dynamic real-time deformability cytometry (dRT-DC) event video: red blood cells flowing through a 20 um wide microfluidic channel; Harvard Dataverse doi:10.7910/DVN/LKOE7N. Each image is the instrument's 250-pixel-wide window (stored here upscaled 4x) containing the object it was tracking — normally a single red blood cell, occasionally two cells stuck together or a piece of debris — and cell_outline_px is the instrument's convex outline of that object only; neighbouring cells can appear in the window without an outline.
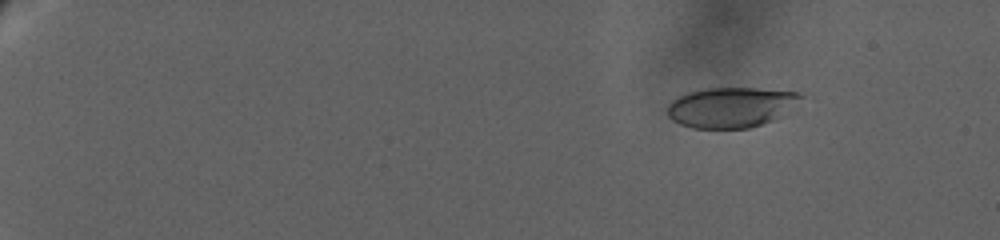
{"species": "human", "species_latin": "Homo sapiens", "temperature_condition": "warm", "stored_images_in_passage": 31, "camera_frame_rate_fps": 3000, "um_per_image_px": 0.085, "donor": {"sex": "female"}, "frame": {"image": 1, "passage_image": 4, "time_ms": 3.333, "image_size_px": [1000, 240], "cell_outline_px": [[804, 96], [780, 116], [772, 120], [748, 128], [692, 128], [680, 124], [672, 120], [668, 116], [668, 104], [672, 100], [688, 92], [708, 88], [756, 88], [796, 92]], "centroid_in_image_um": [62.09, 9.11], "position_along_channel_um": 22.9, "area_um2": 30.87}}
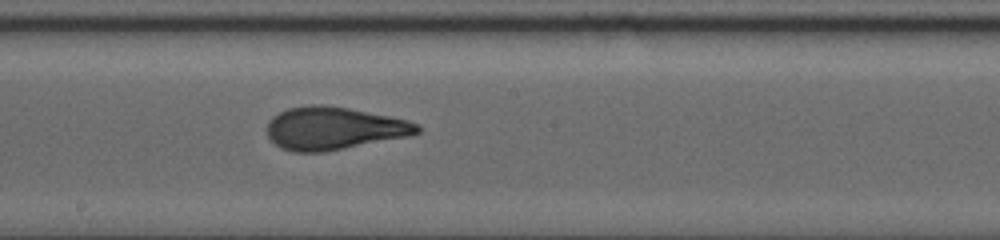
{"frame": {"image": 2, "passage_image": 18, "time_ms": 15.667, "image_size_px": [1000, 240], "cell_outline_px": [[420, 132], [408, 136], [324, 152], [292, 152], [280, 148], [268, 136], [268, 120], [272, 116], [288, 108], [312, 104], [320, 104], [348, 108], [408, 120], [420, 124]], "centroid_in_image_um": [28.36, 10.91], "position_along_channel_um": 219.8, "area_um2": 37.28}}
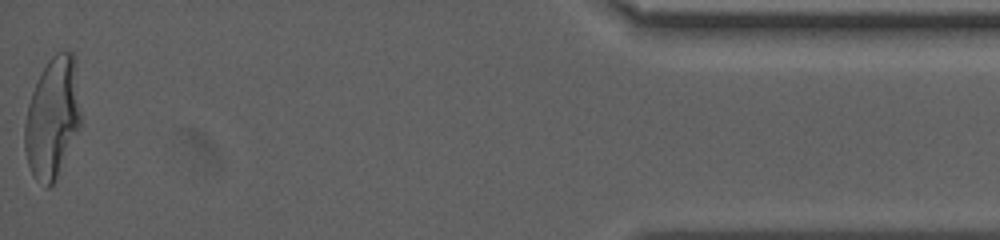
{"frame": {"image": 3, "passage_image": 31, "time_ms": 25.0, "image_size_px": [1000, 240], "cell_outline_px": [[80, 124], [56, 176], [52, 184], [48, 188], [44, 188], [36, 180], [28, 164], [24, 148], [24, 124], [28, 104], [32, 92], [40, 72], [48, 60], [56, 52], [72, 52], [76, 56], [80, 112]], "centroid_in_image_um": [4.44, 9.96], "position_along_channel_um": 430.8, "area_um2": 39.19}, "authors_computed_cell_mechanics": {"area_um2": 36.6452, "velocity_mm_per_s": 2.9566, "shape_relaxation_time_tau1_ms": 7.6, "shape_relaxation_time_tau2_ms": 1.1946, "deformation_change_tau1": 0.2622, "deformation_change_tau2": 0.0834}}